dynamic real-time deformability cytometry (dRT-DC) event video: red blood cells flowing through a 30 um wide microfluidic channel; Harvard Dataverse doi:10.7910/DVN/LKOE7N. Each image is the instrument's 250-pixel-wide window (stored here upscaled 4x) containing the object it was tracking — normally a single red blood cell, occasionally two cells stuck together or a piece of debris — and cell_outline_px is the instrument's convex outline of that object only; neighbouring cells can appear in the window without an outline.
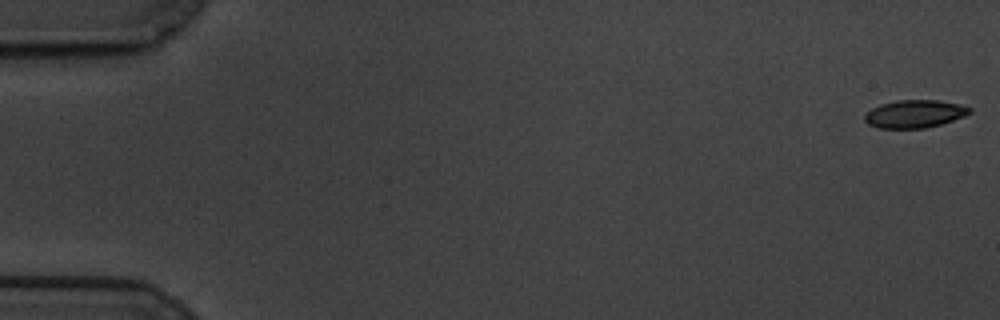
{"species": "common noctule bat (a hibernating species)", "species_latin": "Nyctalus noctula", "temperature_condition": "cold", "stored_images_in_passage": 60, "camera_frame_rate_fps": 3000, "um_per_image_px": 0.085, "animal": {"sex": "male", "body_mass_g": 19.5, "forearm_length_mm": 54.6}, "frame": {"image": 1, "passage_image": 1, "time_ms": 0.0, "image_size_px": [1000, 320], "cell_outline_px": [[972, 112], [964, 116], [940, 124], [924, 128], [880, 128], [868, 124], [864, 120], [864, 116], [872, 108], [880, 104], [896, 100], [936, 100], [960, 104], [972, 108]], "centroid_in_image_um": [77.74, 9.67], "position_along_channel_um": 7.3, "area_um2": 16.94}}
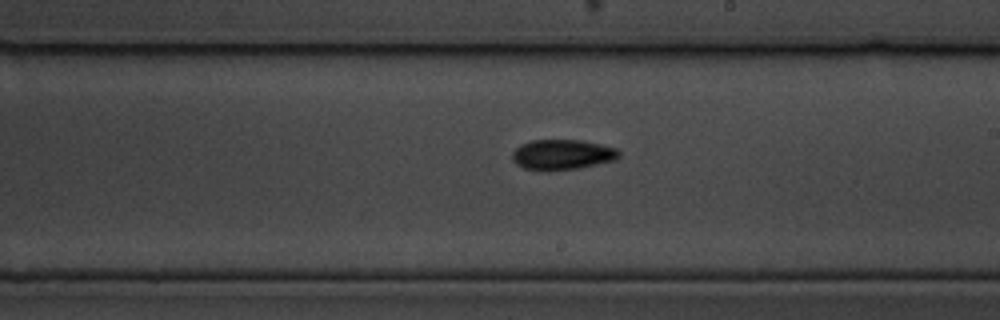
{"frame": {"image": 2, "passage_image": 35, "time_ms": 11.333, "image_size_px": [1000, 320], "cell_outline_px": [[620, 156], [616, 160], [580, 168], [548, 172], [540, 172], [524, 168], [516, 164], [512, 160], [512, 152], [520, 144], [532, 140], [580, 140], [600, 144], [616, 148], [620, 152]], "centroid_in_image_um": [47.77, 13.17], "position_along_channel_um": 241.2, "area_um2": 19.25}}
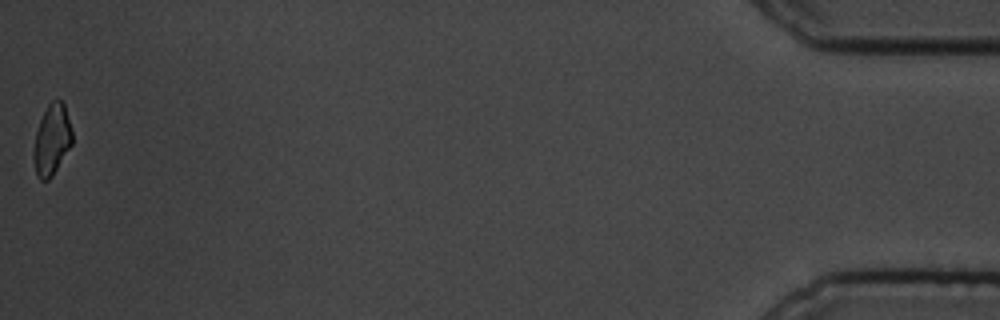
{"frame": {"image": 3, "passage_image": 60, "time_ms": 19.667, "image_size_px": [1000, 320], "cell_outline_px": [[72, 144], [52, 176], [48, 180], [40, 180], [36, 176], [32, 156], [32, 152], [36, 132], [40, 120], [48, 104], [52, 100], [60, 100], [64, 104], [72, 132]], "centroid_in_image_um": [4.38, 11.91], "position_along_channel_um": 430.8, "area_um2": 15.9}, "authors_computed_cell_mechanics": {"area_um2": 17.4267, "velocity_mm_per_s": 3.3812, "shape_relaxation_time_tau1_ms": 4.596, "shape_relaxation_time_tau2_ms": 3.359, "deformation_change_tau1": 0.0891, "deformation_change_tau2": 0.0827}}